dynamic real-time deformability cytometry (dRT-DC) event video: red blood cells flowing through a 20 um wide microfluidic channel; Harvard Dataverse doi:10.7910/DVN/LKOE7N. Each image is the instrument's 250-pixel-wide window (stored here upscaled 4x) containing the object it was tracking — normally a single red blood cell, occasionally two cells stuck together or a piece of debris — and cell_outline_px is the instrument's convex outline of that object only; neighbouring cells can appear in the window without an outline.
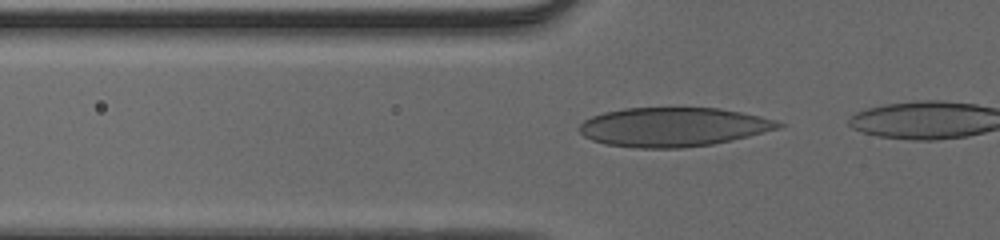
{"species": "human", "species_latin": "Homo sapiens", "temperature_condition": "cold", "stored_images_in_passage": 6, "camera_frame_rate_fps": 3000, "um_per_image_px": 0.085, "donor": {"sex": "male"}, "frame": {"image": 1, "passage_image": 3, "time_ms": 0.667, "image_size_px": [1000, 240], "cell_outline_px": [[784, 124], [780, 128], [732, 140], [712, 144], [684, 148], [636, 148], [604, 144], [592, 140], [584, 136], [580, 132], [580, 124], [584, 120], [592, 116], [604, 112], [624, 108], [720, 108], [760, 116], [776, 120]], "centroid_in_image_um": [57.2, 10.8], "position_along_channel_um": 68.6, "area_um2": 45.32}}